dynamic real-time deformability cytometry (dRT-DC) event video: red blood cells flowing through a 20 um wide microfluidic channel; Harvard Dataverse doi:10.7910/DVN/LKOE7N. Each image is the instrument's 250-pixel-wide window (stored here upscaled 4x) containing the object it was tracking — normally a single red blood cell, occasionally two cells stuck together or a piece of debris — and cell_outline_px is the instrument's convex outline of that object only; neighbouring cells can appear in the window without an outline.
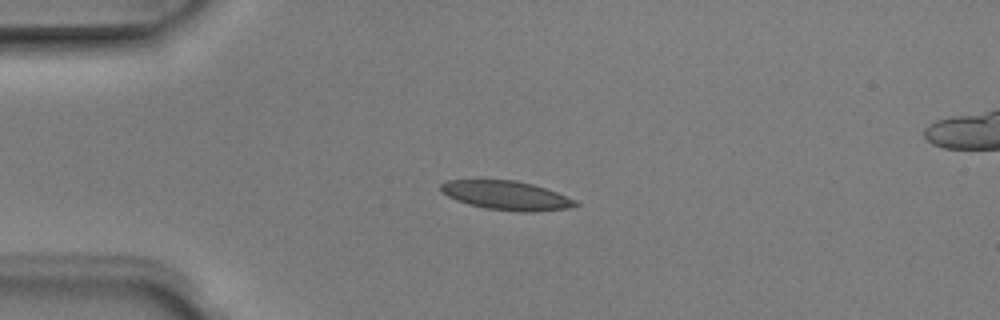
{"species": "Egyptian fruit bat (a non-hibernating species)", "species_latin": "Rousettus aegyptiacus", "temperature_condition": "room temperature", "stored_images_in_passage": 8, "camera_frame_rate_fps": 3000, "um_per_image_px": 0.085, "animal": {"sex": "male"}, "frame": {"image": 1, "passage_image": 4, "time_ms": 1.0, "image_size_px": [1000, 320], "cell_outline_px": [[580, 204], [568, 208], [532, 212], [520, 212], [484, 208], [468, 204], [456, 200], [440, 192], [440, 184], [448, 180], [516, 180], [532, 184], [556, 192], [576, 200]], "centroid_in_image_um": [43.02, 16.61], "position_along_channel_um": 42.0, "area_um2": 22.72}}
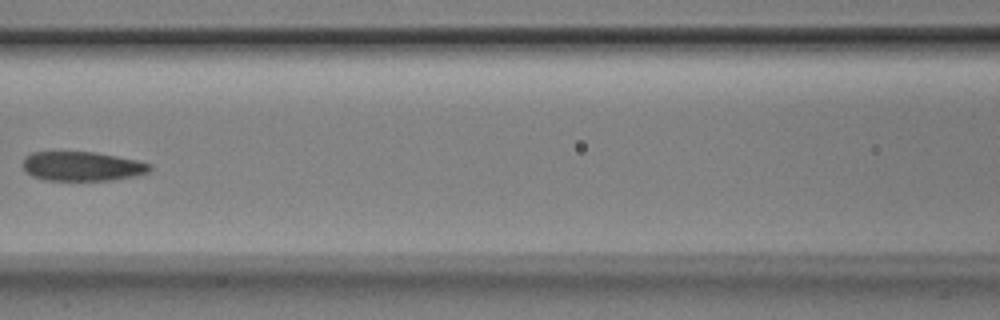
{"frame": {"image": 2, "passage_image": 7, "time_ms": 2.0, "image_size_px": [1000, 320], "cell_outline_px": [[152, 168], [148, 172], [136, 176], [112, 180], [44, 180], [32, 176], [24, 172], [24, 156], [32, 152], [96, 152], [136, 160], [152, 164]], "centroid_in_image_um": [6.98, 14.13], "position_along_channel_um": 159.6, "area_um2": 21.79}}
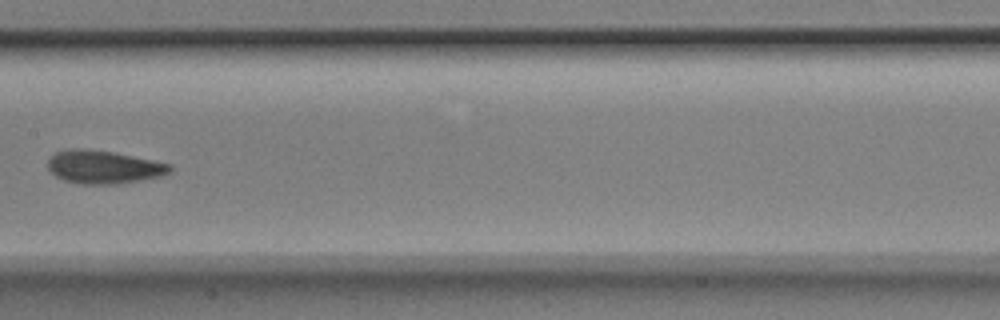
{"frame": {"image": 3, "passage_image": 8, "time_ms": 2.333, "image_size_px": [1000, 320], "cell_outline_px": [[172, 172], [160, 176], [140, 180], [116, 184], [76, 184], [64, 180], [56, 176], [48, 168], [48, 160], [56, 152], [68, 148], [84, 148], [112, 152], [172, 164]], "centroid_in_image_um": [8.8, 14.19], "position_along_channel_um": 198.6, "area_um2": 23.58}}